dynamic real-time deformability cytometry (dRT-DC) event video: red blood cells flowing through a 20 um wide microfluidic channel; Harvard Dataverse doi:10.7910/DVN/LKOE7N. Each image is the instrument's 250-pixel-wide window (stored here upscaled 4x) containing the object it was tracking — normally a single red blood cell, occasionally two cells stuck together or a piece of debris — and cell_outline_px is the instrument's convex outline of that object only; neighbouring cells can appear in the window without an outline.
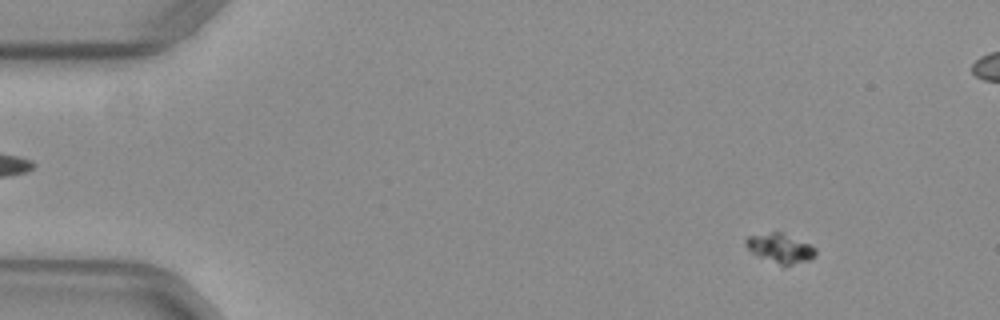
{"species": "common noctule bat (a hibernating species)", "species_latin": "Nyctalus noctula", "temperature_condition": "warm", "stored_images_in_passage": 54, "segment_of_instrument_passage": [1, 2], "camera_frame_rate_fps": 3000, "um_per_image_px": 0.085, "animal": {"sex": "female", "body_mass_g": 29.2, "forearm_length_mm": 56.3}, "frame": {"image": 1, "passage_image": 6, "time_ms": 1.667, "image_size_px": [1000, 320], "cell_outline_px": [[816, 256], [808, 260], [784, 268], [756, 256], [744, 244], [744, 240], [748, 236], [772, 232], [784, 232], [812, 244], [816, 248]], "centroid_in_image_um": [66.34, 21.12], "position_along_channel_um": 18.7, "area_um2": 12.54}}
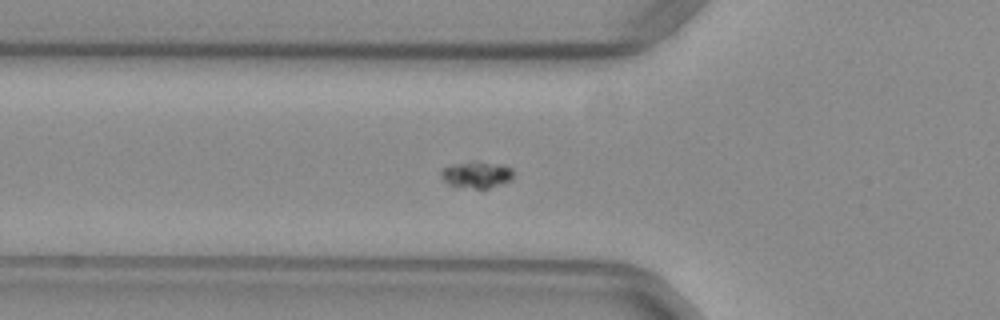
{"frame": {"image": 2, "passage_image": 19, "time_ms": 6.0, "image_size_px": [1000, 320], "cell_outline_px": [[512, 180], [484, 192], [480, 192], [456, 188], [448, 184], [440, 176], [440, 168], [452, 164], [504, 164], [512, 168]], "centroid_in_image_um": [40.49, 14.97], "position_along_channel_um": 85.3, "area_um2": 11.68}}
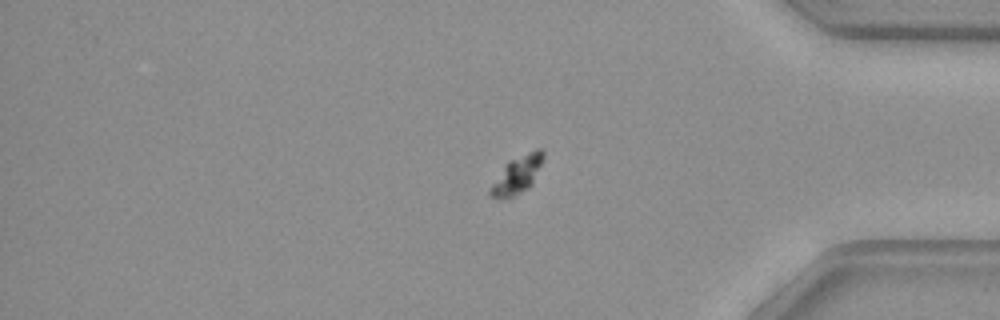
{"frame": {"image": 3, "passage_image": 44, "time_ms": 14.333, "image_size_px": [1000, 320], "cell_outline_px": [[544, 156], [532, 184], [528, 188], [516, 196], [504, 200], [500, 200], [488, 196], [488, 192], [492, 184], [508, 160], [536, 148], [540, 148], [544, 152]], "centroid_in_image_um": [43.93, 14.89], "position_along_channel_um": 391.3, "area_um2": 11.79}}